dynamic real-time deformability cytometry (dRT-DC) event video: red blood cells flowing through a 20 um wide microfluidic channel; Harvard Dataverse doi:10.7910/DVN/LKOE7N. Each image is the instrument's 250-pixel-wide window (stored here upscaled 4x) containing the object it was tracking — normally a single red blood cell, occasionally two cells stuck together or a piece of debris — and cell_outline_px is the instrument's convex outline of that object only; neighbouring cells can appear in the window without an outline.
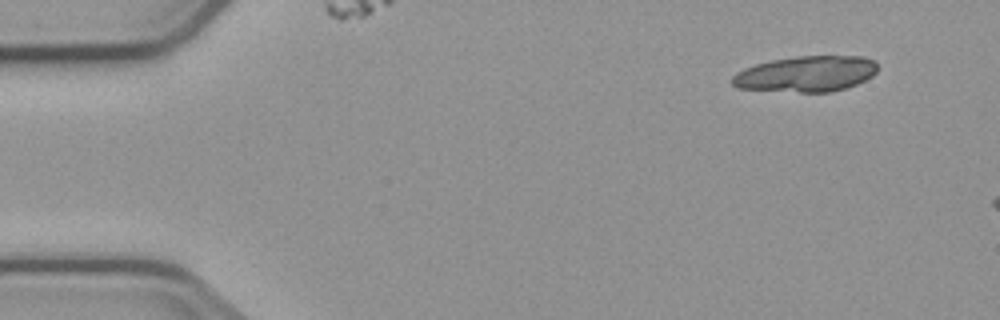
{"species": "common noctule bat (a hibernating species)", "species_latin": "Nyctalus noctula", "temperature_condition": "cold", "stored_images_in_passage": 2, "camera_frame_rate_fps": 3000, "um_per_image_px": 0.085, "animal": {"sex": "male", "body_mass_g": 23.1, "forearm_length_mm": 52.7}, "frame": {"image": 1, "passage_image": 1, "time_ms": 0.0, "image_size_px": [1000, 320], "cell_outline_px": [[876, 72], [872, 76], [856, 84], [832, 92], [800, 92], [736, 88], [732, 84], [732, 76], [736, 72], [744, 68], [756, 64], [772, 60], [796, 56], [864, 56], [876, 60]], "centroid_in_image_um": [68.52, 6.27], "position_along_channel_um": 16.5, "area_um2": 30.35}}